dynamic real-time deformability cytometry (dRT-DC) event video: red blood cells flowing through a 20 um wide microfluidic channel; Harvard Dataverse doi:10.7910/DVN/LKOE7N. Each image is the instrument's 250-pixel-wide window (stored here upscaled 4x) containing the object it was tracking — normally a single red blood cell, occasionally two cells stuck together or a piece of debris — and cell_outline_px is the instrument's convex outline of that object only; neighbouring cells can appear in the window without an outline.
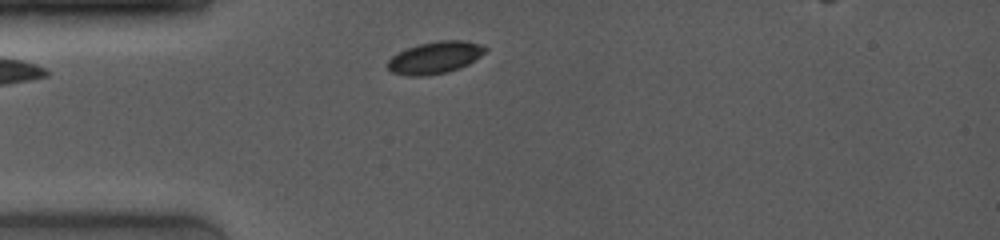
{"species": "common noctule bat (a hibernating species)", "species_latin": "Nyctalus noctula", "temperature_condition": "room temperature", "stored_images_in_passage": 26, "camera_frame_rate_fps": 4000, "um_per_image_px": 0.085, "animal": {"sex": "female", "body_mass_g": 19.0, "forearm_length_mm": 53.3}, "frame": {"image": 1, "passage_image": 1, "time_ms": 0.0, "image_size_px": [1000, 240], "cell_outline_px": [[488, 48], [480, 56], [468, 64], [460, 68], [444, 72], [424, 76], [408, 76], [392, 72], [388, 68], [388, 60], [392, 56], [408, 48], [420, 44], [440, 40], [464, 40], [484, 44]], "centroid_in_image_um": [37.01, 4.88], "position_along_channel_um": 48.0, "area_um2": 18.09}}
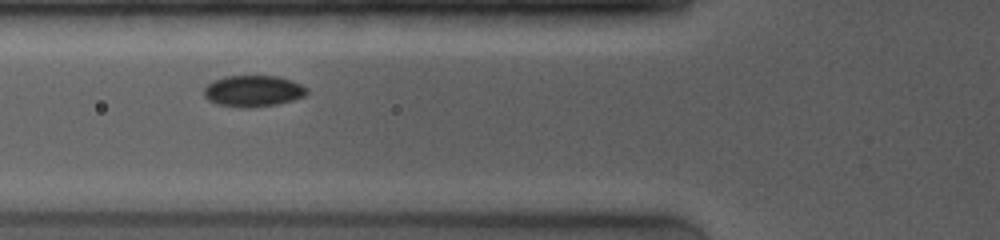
{"frame": {"image": 2, "passage_image": 8, "time_ms": 1.75, "image_size_px": [1000, 240], "cell_outline_px": [[308, 92], [304, 96], [292, 100], [276, 104], [252, 108], [240, 108], [216, 104], [208, 100], [204, 96], [204, 88], [208, 84], [224, 76], [276, 76], [292, 80], [308, 88]], "centroid_in_image_um": [21.51, 7.75], "position_along_channel_um": 104.3, "area_um2": 18.84}}
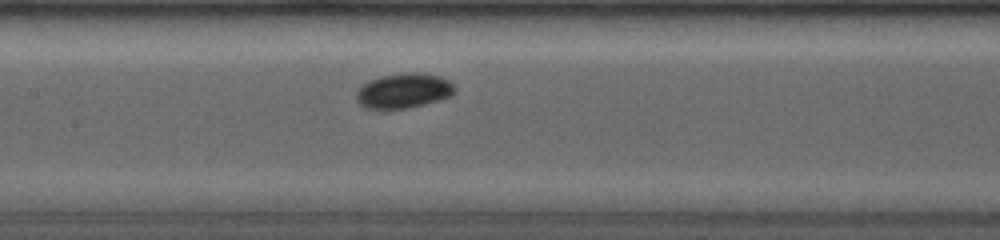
{"frame": {"image": 3, "passage_image": 15, "time_ms": 3.5, "image_size_px": [1000, 240], "cell_outline_px": [[456, 92], [452, 96], [424, 104], [408, 108], [364, 108], [356, 100], [356, 92], [368, 80], [380, 76], [404, 72], [420, 72], [440, 76], [448, 80], [456, 88]], "centroid_in_image_um": [34.33, 7.69], "position_along_channel_um": 173.1, "area_um2": 20.11}}